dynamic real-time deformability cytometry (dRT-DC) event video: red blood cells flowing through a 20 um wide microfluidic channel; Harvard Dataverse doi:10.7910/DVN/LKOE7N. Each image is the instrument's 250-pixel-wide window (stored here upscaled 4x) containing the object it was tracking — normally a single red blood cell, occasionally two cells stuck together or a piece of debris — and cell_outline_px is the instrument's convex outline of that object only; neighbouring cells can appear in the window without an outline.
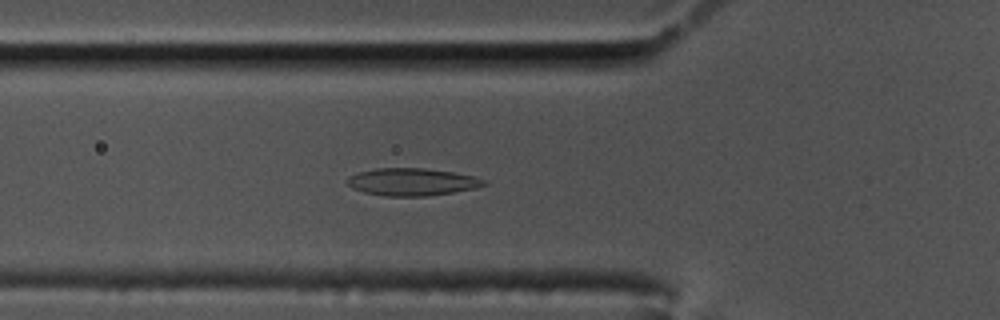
{"species": "common noctule bat (a hibernating species)", "species_latin": "Nyctalus noctula", "temperature_condition": "cold", "stored_images_in_passage": 49, "camera_frame_rate_fps": 3000, "um_per_image_px": 0.085, "animal": {"sex": "male", "body_mass_g": 17.5, "forearm_length_mm": 52.3}, "frame": {"image": 1, "passage_image": 11, "time_ms": 3.333, "image_size_px": [1000, 320], "cell_outline_px": [[488, 184], [476, 188], [428, 196], [384, 196], [364, 192], [352, 188], [344, 180], [348, 176], [356, 172], [376, 168], [424, 168], [452, 172], [472, 176], [484, 180]], "centroid_in_image_um": [34.96, 15.46], "position_along_channel_um": 90.8, "area_um2": 21.91}}
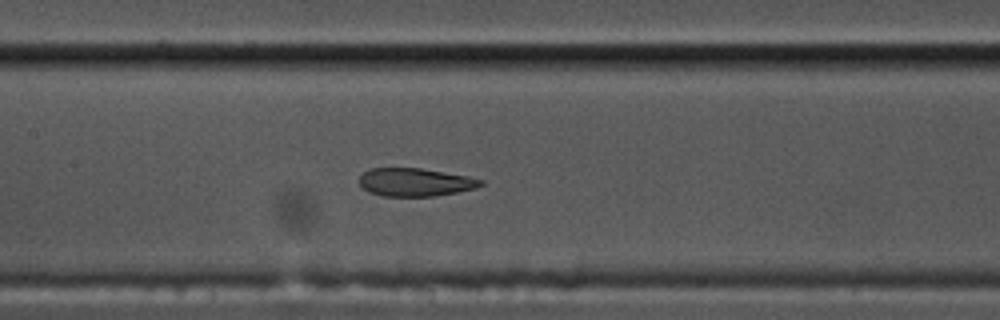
{"frame": {"image": 2, "passage_image": 18, "time_ms": 5.667, "image_size_px": [1000, 320], "cell_outline_px": [[484, 184], [476, 188], [456, 192], [432, 196], [384, 196], [368, 192], [360, 184], [360, 176], [364, 172], [372, 168], [420, 168], [468, 176], [484, 180]], "centroid_in_image_um": [35.31, 15.48], "position_along_channel_um": 172.1, "area_um2": 19.77}}
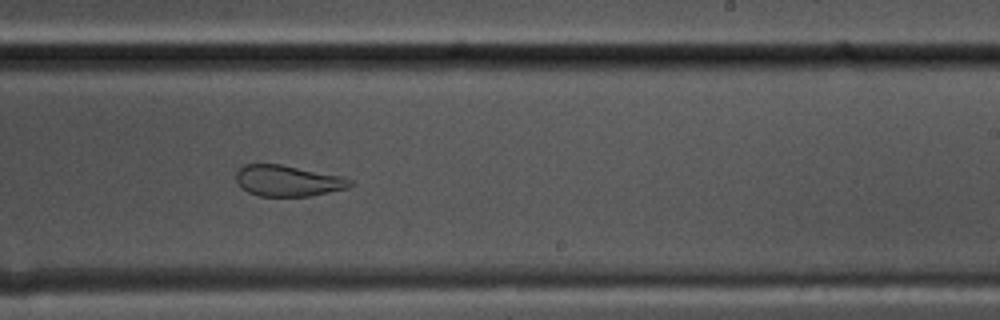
{"frame": {"image": 3, "passage_image": 26, "time_ms": 8.333, "image_size_px": [1000, 320], "cell_outline_px": [[356, 184], [348, 188], [308, 196], [260, 196], [248, 192], [240, 188], [236, 180], [236, 172], [244, 164], [280, 164], [344, 176], [352, 180]], "centroid_in_image_um": [24.49, 15.36], "position_along_channel_um": 264.5, "area_um2": 20.81}, "authors_computed_cell_mechanics": {"area_um2": 22.4842, "velocity_mm_per_s": 3.4726, "shape_relaxation_time_tau1_ms": null, "shape_relaxation_time_tau2_ms": 1.4913, "deformation_change_tau1": null, "deformation_change_tau2": 0.0746}}